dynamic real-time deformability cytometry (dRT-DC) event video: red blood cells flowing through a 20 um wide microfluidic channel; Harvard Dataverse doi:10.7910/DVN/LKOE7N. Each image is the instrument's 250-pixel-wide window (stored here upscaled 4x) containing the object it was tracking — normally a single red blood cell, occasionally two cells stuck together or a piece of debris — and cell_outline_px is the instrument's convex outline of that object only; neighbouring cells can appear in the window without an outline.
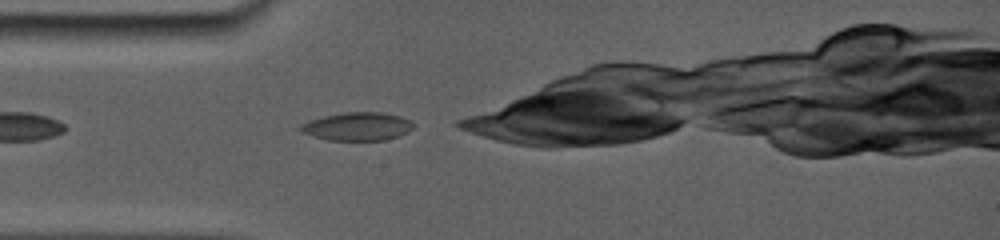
{"species": "common noctule bat (a hibernating species)", "species_latin": "Nyctalus noctula", "temperature_condition": "room temperature", "stored_images_in_passage": 31, "camera_frame_rate_fps": 5000, "um_per_image_px": 0.085, "animal": {"sex": "female", "body_mass_g": 19.0, "forearm_length_mm": 56.7}, "frame": {"image": 1, "passage_image": 2, "time_ms": 0.2, "image_size_px": [1000, 240], "cell_outline_px": [[412, 128], [396, 136], [384, 140], [332, 140], [316, 136], [304, 132], [300, 128], [304, 124], [312, 120], [324, 116], [344, 112], [380, 112], [400, 116], [408, 120], [412, 124]], "centroid_in_image_um": [30.4, 10.73], "position_along_channel_um": 54.6, "area_um2": 17.8}}
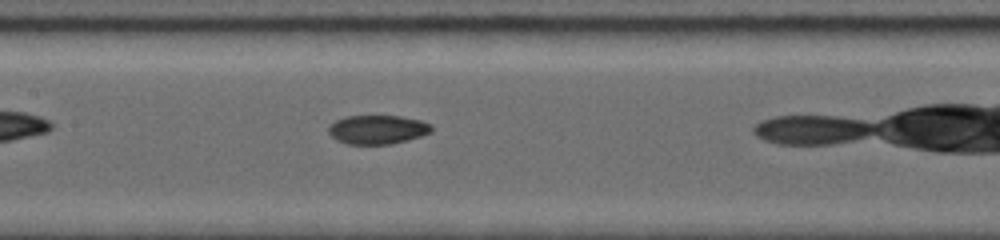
{"frame": {"image": 2, "passage_image": 19, "time_ms": 3.4, "image_size_px": [1000, 240], "cell_outline_px": [[432, 128], [428, 132], [420, 136], [388, 144], [352, 144], [340, 140], [332, 136], [328, 132], [328, 128], [336, 120], [348, 116], [400, 116], [420, 120], [428, 124]], "centroid_in_image_um": [32.06, 11.0], "position_along_channel_um": 175.3, "area_um2": 16.76}}
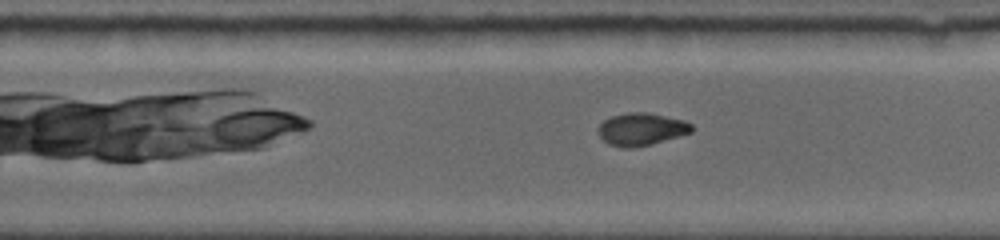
{"frame": {"image": 3, "passage_image": 29, "time_ms": 6.0, "image_size_px": [1000, 240], "cell_outline_px": [[692, 132], [652, 144], [632, 148], [624, 148], [608, 144], [600, 136], [600, 124], [604, 120], [612, 116], [628, 112], [648, 112], [684, 120], [692, 124]], "centroid_in_image_um": [54.53, 10.98], "position_along_channel_um": 275.3, "area_um2": 17.57}}